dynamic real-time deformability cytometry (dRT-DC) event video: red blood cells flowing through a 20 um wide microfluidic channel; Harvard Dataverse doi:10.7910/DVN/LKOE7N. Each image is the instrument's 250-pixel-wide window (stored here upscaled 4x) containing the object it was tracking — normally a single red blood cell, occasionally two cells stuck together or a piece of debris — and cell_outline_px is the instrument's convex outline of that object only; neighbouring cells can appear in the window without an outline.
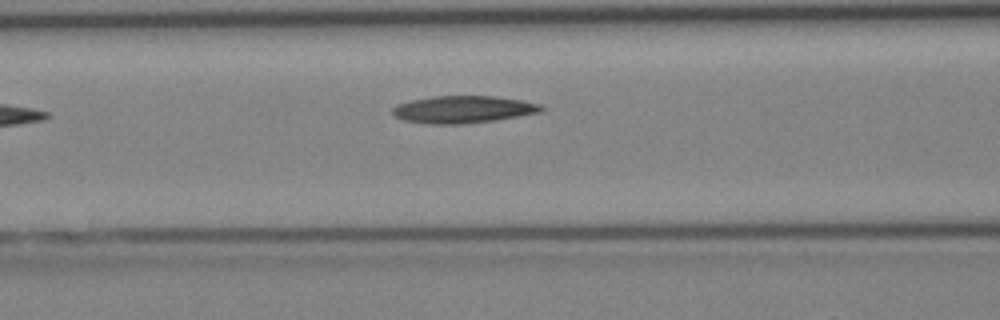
{"species": "Egyptian fruit bat (a non-hibernating species)", "species_latin": "Rousettus aegyptiacus", "temperature_condition": "cold", "stored_images_in_passage": 5, "camera_frame_rate_fps": 3000, "um_per_image_px": 0.085, "animal": {"sex": "female"}, "frame": {"image": 1, "passage_image": 5, "time_ms": 5.333, "image_size_px": [1000, 320], "cell_outline_px": [[544, 108], [540, 112], [496, 120], [460, 124], [428, 124], [404, 120], [396, 116], [392, 112], [392, 108], [400, 104], [412, 100], [432, 96], [496, 96], [520, 100], [540, 104]], "centroid_in_image_um": [39.37, 9.3], "position_along_channel_um": 127.2, "area_um2": 23.41}}